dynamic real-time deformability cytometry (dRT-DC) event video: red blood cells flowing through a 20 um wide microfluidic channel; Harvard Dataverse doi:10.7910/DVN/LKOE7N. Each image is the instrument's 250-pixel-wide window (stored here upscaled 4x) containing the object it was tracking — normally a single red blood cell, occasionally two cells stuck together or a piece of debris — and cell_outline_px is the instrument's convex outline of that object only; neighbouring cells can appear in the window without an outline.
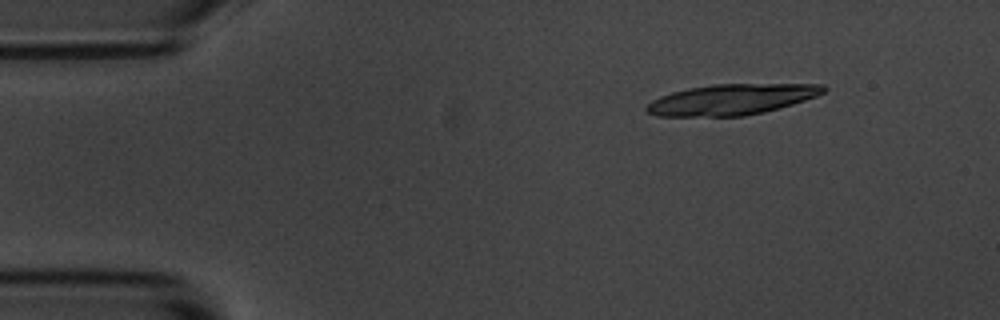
{"species": "common noctule bat (a hibernating species)", "species_latin": "Nyctalus noctula", "temperature_condition": "room temperature", "stored_images_in_passage": 11, "camera_frame_rate_fps": 3000, "um_per_image_px": 0.085, "animal": {"sex": "male", "body_mass_g": 20.1, "forearm_length_mm": 53.5}, "frame": {"image": 1, "passage_image": 1, "time_ms": 0.0, "image_size_px": [1000, 320], "cell_outline_px": [[828, 88], [824, 92], [816, 96], [792, 104], [764, 112], [744, 116], [656, 116], [648, 112], [644, 108], [652, 100], [660, 96], [672, 92], [688, 88], [712, 84], [824, 84]], "centroid_in_image_um": [62.18, 8.45], "position_along_channel_um": 22.8, "area_um2": 31.62}}